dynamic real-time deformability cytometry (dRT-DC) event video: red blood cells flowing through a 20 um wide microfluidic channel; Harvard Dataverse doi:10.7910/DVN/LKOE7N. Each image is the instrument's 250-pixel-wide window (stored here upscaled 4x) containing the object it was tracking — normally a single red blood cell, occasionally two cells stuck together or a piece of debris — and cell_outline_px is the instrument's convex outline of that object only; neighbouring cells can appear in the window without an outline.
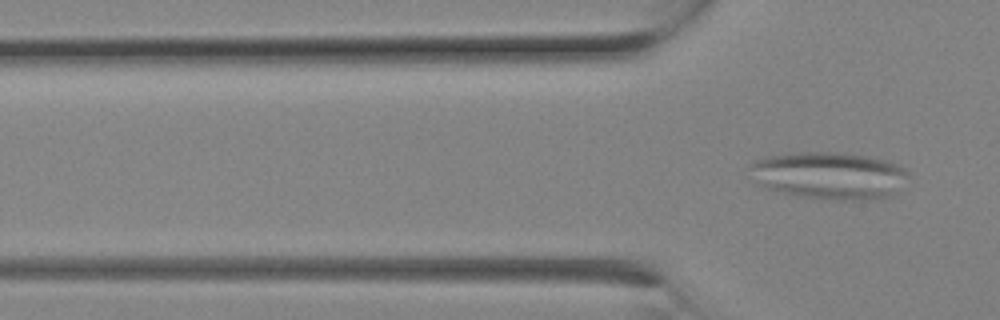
{"species": "Egyptian fruit bat (a non-hibernating species)", "species_latin": "Rousettus aegyptiacus", "temperature_condition": "room temperature", "stored_images_in_passage": 3, "camera_frame_rate_fps": 3000, "um_per_image_px": 0.085, "animal": {"sex": "female"}, "frame": {"image": 1, "passage_image": 3, "time_ms": 0.667, "image_size_px": [1000, 320], "cell_outline_px": [[908, 176], [896, 192], [884, 196], [864, 200], [836, 200], [800, 196], [768, 188], [760, 184], [752, 164], [752, 160], [768, 156], [796, 152], [840, 152], [864, 156], [884, 160], [900, 164], [908, 172]], "centroid_in_image_um": [70.55, 14.9], "position_along_channel_um": 55.3, "area_um2": 42.83}}